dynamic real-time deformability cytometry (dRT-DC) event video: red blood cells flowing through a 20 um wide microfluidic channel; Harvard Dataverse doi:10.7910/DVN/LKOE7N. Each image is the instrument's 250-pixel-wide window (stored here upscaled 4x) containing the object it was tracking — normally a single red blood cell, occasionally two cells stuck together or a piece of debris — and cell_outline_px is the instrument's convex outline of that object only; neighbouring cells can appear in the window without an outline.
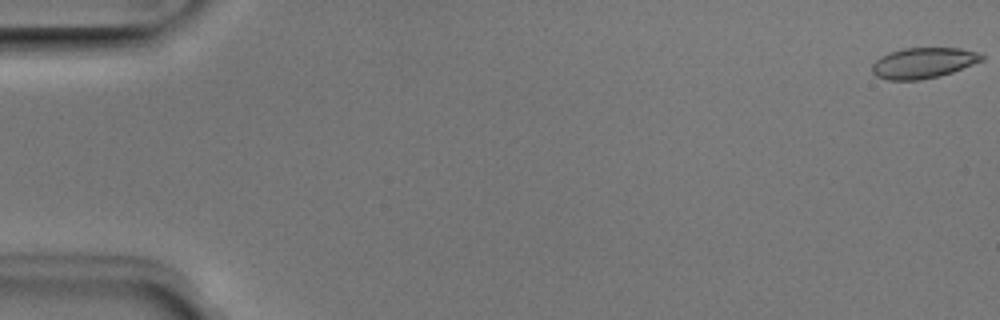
{"species": "Egyptian fruit bat (a non-hibernating species)", "species_latin": "Rousettus aegyptiacus", "temperature_condition": "room temperature", "stored_images_in_passage": 52, "camera_frame_rate_fps": 3000, "um_per_image_px": 0.085, "animal": {"sex": "male"}, "frame": {"image": 1, "passage_image": 1, "time_ms": 0.0, "image_size_px": [1000, 320], "cell_outline_px": [[984, 60], [952, 72], [940, 76], [920, 80], [888, 80], [876, 76], [872, 72], [872, 64], [880, 56], [888, 52], [904, 48], [960, 48], [980, 52], [984, 56]], "centroid_in_image_um": [78.48, 5.34], "position_along_channel_um": 6.5, "area_um2": 19.77}}
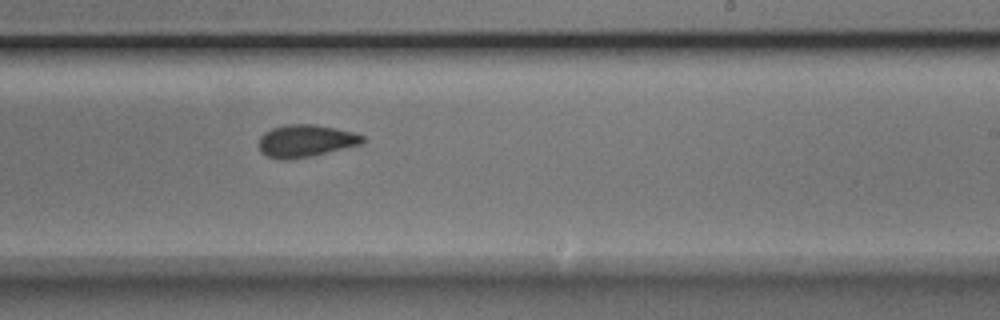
{"frame": {"image": 2, "passage_image": 32, "time_ms": 10.333, "image_size_px": [1000, 320], "cell_outline_px": [[368, 140], [364, 144], [312, 156], [292, 160], [276, 160], [260, 152], [256, 144], [260, 136], [264, 132], [272, 128], [288, 124], [316, 124], [356, 132], [364, 136]], "centroid_in_image_um": [25.99, 11.98], "position_along_channel_um": 263.0, "area_um2": 20.29}}
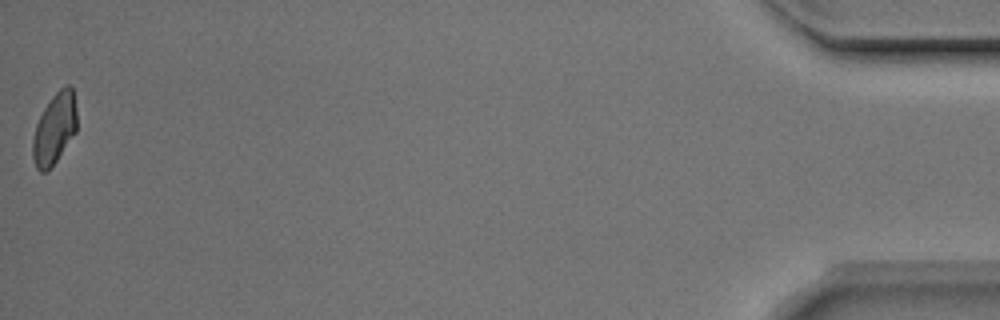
{"frame": {"image": 3, "passage_image": 52, "time_ms": 17.0, "image_size_px": [1000, 320], "cell_outline_px": [[76, 132], [56, 160], [44, 172], [40, 172], [36, 168], [32, 156], [32, 140], [36, 124], [44, 108], [52, 96], [60, 88], [68, 84], [72, 88], [76, 108]], "centroid_in_image_um": [4.62, 10.92], "position_along_channel_um": 430.6, "area_um2": 18.03}, "authors_computed_cell_mechanics": {"area_um2": 19.7098, "velocity_mm_per_s": 3.9497, "shape_relaxation_time_tau1_ms": 6.5611, "shape_relaxation_time_tau2_ms": 1.3184, "deformation_change_tau1": 0.1348, "deformation_change_tau2": 0.0697}}